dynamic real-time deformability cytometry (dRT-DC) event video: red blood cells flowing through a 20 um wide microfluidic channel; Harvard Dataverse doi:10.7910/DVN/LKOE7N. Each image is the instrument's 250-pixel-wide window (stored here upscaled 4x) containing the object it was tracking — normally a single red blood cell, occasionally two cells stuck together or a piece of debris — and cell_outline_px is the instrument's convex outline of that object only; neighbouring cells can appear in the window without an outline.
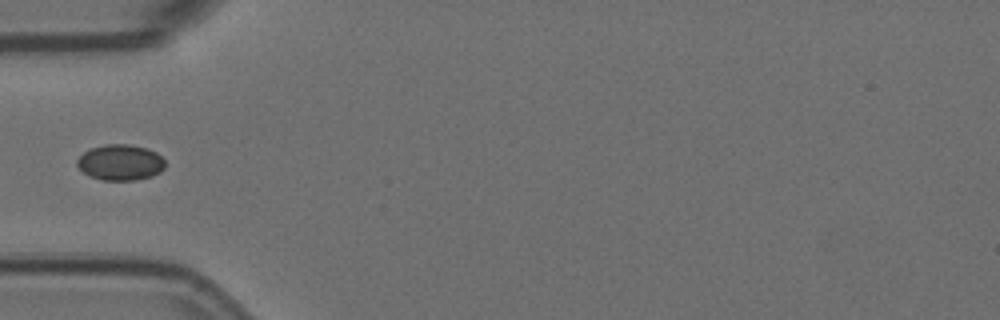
{"species": "Egyptian fruit bat (a non-hibernating species)", "species_latin": "Rousettus aegyptiacus", "temperature_condition": "room temperature", "stored_images_in_passage": 3, "camera_frame_rate_fps": 3000, "um_per_image_px": 0.085, "animal": {"sex": "female"}, "frame": {"image": 1, "passage_image": 3, "time_ms": 0.667, "image_size_px": [1000, 320], "cell_outline_px": [[164, 168], [160, 172], [152, 176], [136, 180], [100, 180], [88, 176], [76, 164], [76, 160], [84, 152], [92, 148], [104, 144], [128, 144], [148, 148], [156, 152], [164, 160]], "centroid_in_image_um": [10.23, 13.81], "position_along_channel_um": 74.8, "area_um2": 18.44}}